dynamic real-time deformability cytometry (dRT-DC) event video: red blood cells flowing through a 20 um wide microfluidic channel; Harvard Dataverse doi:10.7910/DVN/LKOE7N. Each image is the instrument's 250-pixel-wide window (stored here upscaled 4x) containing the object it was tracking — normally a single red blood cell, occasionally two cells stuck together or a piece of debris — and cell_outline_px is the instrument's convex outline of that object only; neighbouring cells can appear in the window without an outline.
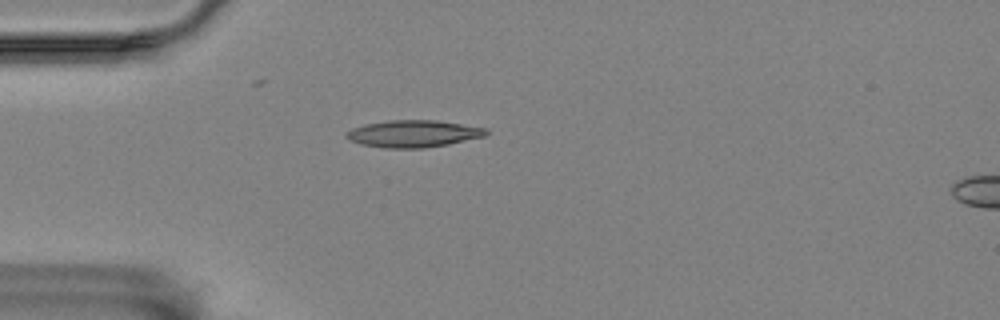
{"species": "Egyptian fruit bat (a non-hibernating species)", "species_latin": "Rousettus aegyptiacus", "temperature_condition": "room temperature", "stored_images_in_passage": 42, "camera_frame_rate_fps": 3000, "um_per_image_px": 0.085, "animal": {"sex": "female"}, "frame": {"image": 1, "passage_image": 1, "time_ms": 0.0, "image_size_px": [1000, 320], "cell_outline_px": [[488, 132], [484, 136], [448, 144], [424, 148], [384, 148], [360, 144], [344, 136], [344, 132], [352, 128], [364, 124], [388, 120], [436, 120], [488, 128]], "centroid_in_image_um": [35.1, 11.36], "position_along_channel_um": 49.9, "area_um2": 22.08}}
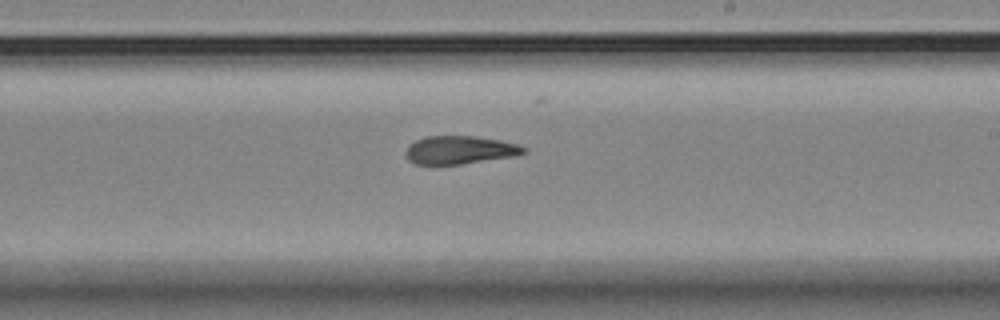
{"frame": {"image": 2, "passage_image": 19, "time_ms": 6.0, "image_size_px": [1000, 320], "cell_outline_px": [[528, 152], [516, 156], [460, 164], [416, 164], [408, 160], [404, 152], [416, 140], [424, 136], [476, 136], [500, 140], [516, 144], [528, 148]], "centroid_in_image_um": [39.12, 12.74], "position_along_channel_um": 249.9, "area_um2": 19.36}}
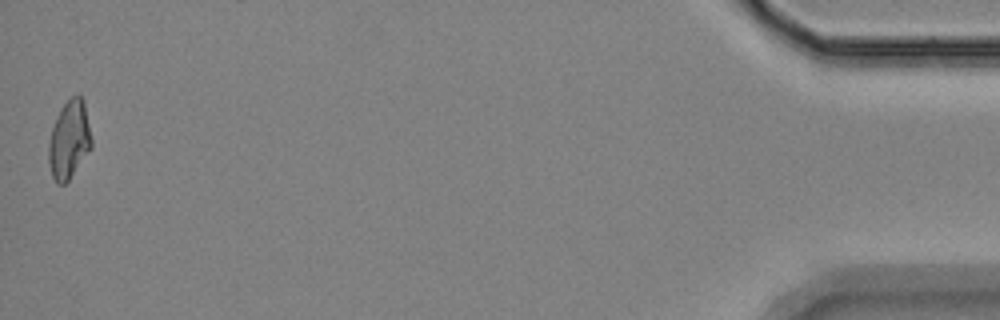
{"frame": {"image": 3, "passage_image": 42, "time_ms": 13.667, "image_size_px": [1000, 320], "cell_outline_px": [[92, 148], [68, 180], [64, 184], [56, 184], [52, 176], [48, 160], [48, 144], [52, 128], [60, 108], [76, 92], [80, 92], [84, 100], [92, 140]], "centroid_in_image_um": [5.89, 11.85], "position_along_channel_um": 429.3, "area_um2": 19.71}, "authors_computed_cell_mechanics": {"area_um2": 19.7098, "velocity_mm_per_s": 3.5235, "shape_relaxation_time_tau1_ms": null, "shape_relaxation_time_tau2_ms": 4.9075, "deformation_change_tau1": null, "deformation_change_tau2": 0.1292}}